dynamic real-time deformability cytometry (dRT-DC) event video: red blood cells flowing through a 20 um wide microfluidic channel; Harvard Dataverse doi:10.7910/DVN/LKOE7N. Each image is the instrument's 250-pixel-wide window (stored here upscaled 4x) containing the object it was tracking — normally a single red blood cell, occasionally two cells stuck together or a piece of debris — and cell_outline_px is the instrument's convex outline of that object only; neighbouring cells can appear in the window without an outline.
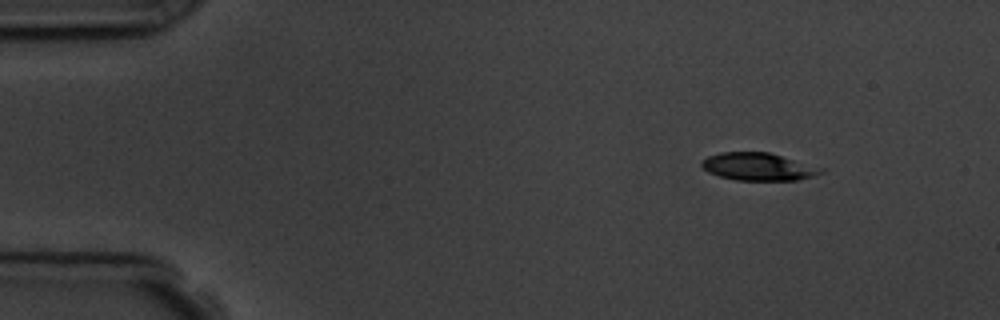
{"species": "common noctule bat (a hibernating species)", "species_latin": "Nyctalus noctula", "temperature_condition": "room temperature", "stored_images_in_passage": 5, "camera_frame_rate_fps": 3000, "um_per_image_px": 0.085, "animal": {"sex": "male", "body_mass_g": 19.5, "forearm_length_mm": 54.6}, "frame": {"image": 1, "passage_image": 1, "time_ms": 0.0, "image_size_px": [1000, 320], "cell_outline_px": [[824, 172], [812, 176], [796, 180], [736, 180], [720, 176], [708, 172], [700, 164], [708, 156], [720, 152], [768, 152], [824, 168]], "centroid_in_image_um": [64.46, 14.16], "position_along_channel_um": 20.5, "area_um2": 19.02}}
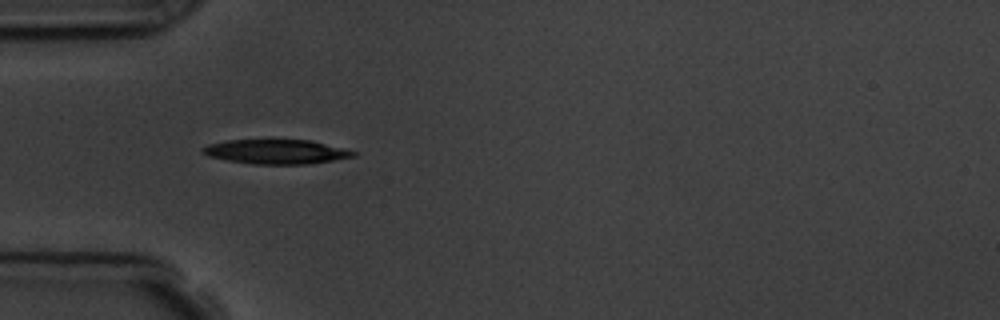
{"frame": {"image": 2, "passage_image": 4, "time_ms": 3.333, "image_size_px": [1000, 320], "cell_outline_px": [[356, 156], [308, 164], [252, 164], [228, 160], [208, 156], [200, 152], [200, 148], [208, 144], [228, 140], [272, 136], [312, 140], [344, 148], [356, 152]], "centroid_in_image_um": [23.43, 12.83], "position_along_channel_um": 61.6, "area_um2": 22.66}}